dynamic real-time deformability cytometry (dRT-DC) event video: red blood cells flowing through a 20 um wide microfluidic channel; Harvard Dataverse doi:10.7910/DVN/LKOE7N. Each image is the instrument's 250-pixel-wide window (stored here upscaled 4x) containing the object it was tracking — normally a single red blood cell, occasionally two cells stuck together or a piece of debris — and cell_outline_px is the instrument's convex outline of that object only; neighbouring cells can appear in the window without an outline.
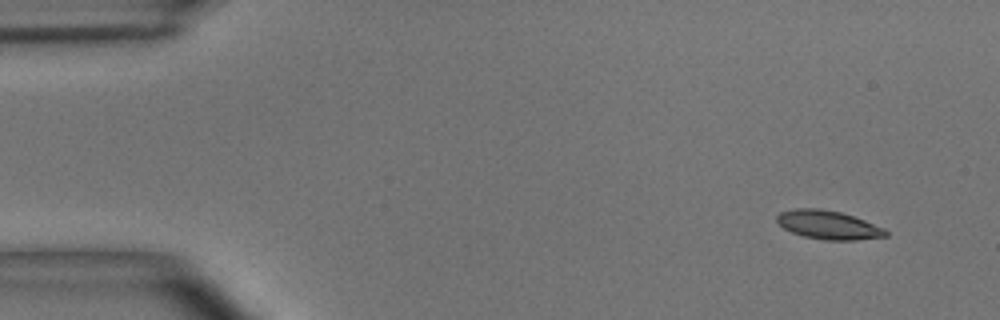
{"species": "common noctule bat (a hibernating species)", "species_latin": "Nyctalus noctula", "temperature_condition": "room temperature", "stored_images_in_passage": 4, "camera_frame_rate_fps": 3000, "um_per_image_px": 0.085, "animal": {"sex": "male", "body_mass_g": 15.6}, "frame": {"image": 1, "passage_image": 1, "time_ms": 0.0, "image_size_px": [1000, 320], "cell_outline_px": [[888, 236], [856, 240], [824, 240], [804, 236], [792, 232], [784, 228], [776, 220], [776, 216], [780, 212], [796, 208], [820, 208], [840, 212], [864, 220], [884, 228], [888, 232]], "centroid_in_image_um": [70.41, 19.12], "position_along_channel_um": 14.6, "area_um2": 18.09}}
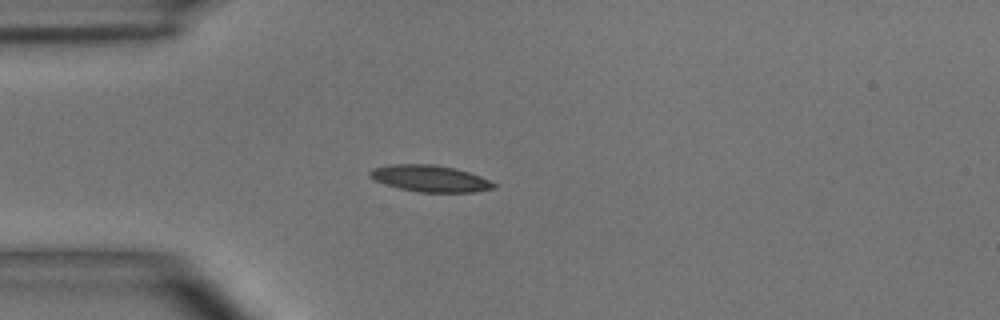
{"frame": {"image": 2, "passage_image": 4, "time_ms": 3.333, "image_size_px": [1000, 320], "cell_outline_px": [[496, 188], [476, 192], [420, 192], [400, 188], [384, 184], [368, 176], [368, 172], [372, 168], [392, 164], [432, 164], [456, 168], [480, 176], [496, 184]], "centroid_in_image_um": [36.55, 15.17], "position_along_channel_um": 48.5, "area_um2": 19.19}}